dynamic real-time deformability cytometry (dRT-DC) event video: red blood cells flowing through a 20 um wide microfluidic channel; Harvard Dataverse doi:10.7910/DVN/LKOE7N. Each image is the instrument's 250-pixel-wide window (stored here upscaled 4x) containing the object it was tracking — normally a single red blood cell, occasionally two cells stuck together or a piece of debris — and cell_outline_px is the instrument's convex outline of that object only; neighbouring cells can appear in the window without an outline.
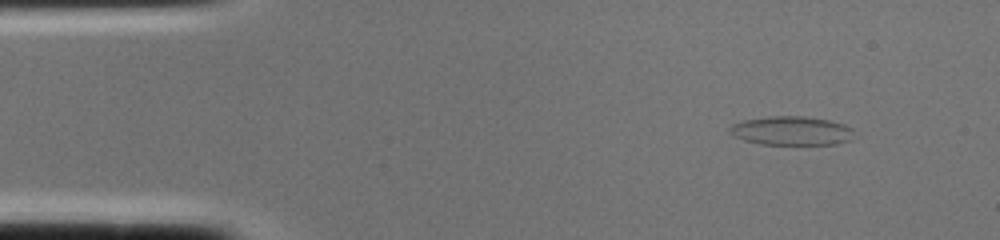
{"species": "common noctule bat (a hibernating species)", "species_latin": "Nyctalus noctula", "temperature_condition": "cold", "stored_images_in_passage": 1, "camera_frame_rate_fps": 3000, "um_per_image_px": 0.085, "animal": {"sex": "female", "body_mass_g": 22.0, "forearm_length_mm": 56.7}, "frame": {"image": 1, "passage_image": 1, "time_ms": 0.0, "image_size_px": [1000, 240], "cell_outline_px": [[852, 140], [836, 144], [760, 144], [744, 140], [728, 132], [728, 128], [732, 124], [744, 120], [768, 116], [804, 116], [828, 120], [844, 124], [852, 128]], "centroid_in_image_um": [67.27, 11.11], "position_along_channel_um": 17.7, "area_um2": 20.92}}